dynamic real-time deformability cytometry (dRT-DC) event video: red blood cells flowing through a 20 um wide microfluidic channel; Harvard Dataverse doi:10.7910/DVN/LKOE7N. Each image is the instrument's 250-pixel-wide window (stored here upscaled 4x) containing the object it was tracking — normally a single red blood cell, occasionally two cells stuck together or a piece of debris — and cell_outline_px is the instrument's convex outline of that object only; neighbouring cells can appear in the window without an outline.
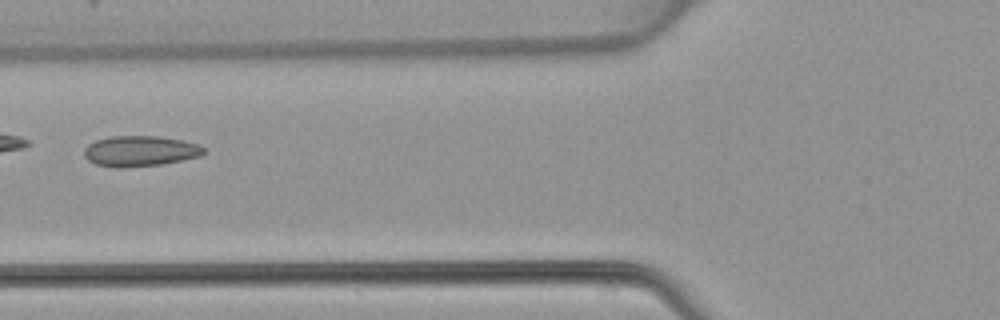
{"species": "common noctule bat (a hibernating species)", "species_latin": "Nyctalus noctula", "temperature_condition": "warm", "stored_images_in_passage": 8, "camera_frame_rate_fps": 3000, "um_per_image_px": 0.085, "animal": {"sex": "female", "body_mass_g": 22.7, "forearm_length_mm": 54.2}, "frame": {"image": 1, "passage_image": 4, "time_ms": 1.0, "image_size_px": [1000, 320], "cell_outline_px": [[208, 152], [200, 156], [160, 164], [120, 168], [112, 168], [96, 164], [88, 160], [84, 156], [84, 148], [88, 144], [96, 140], [112, 136], [160, 136], [184, 140], [200, 144]], "centroid_in_image_um": [11.92, 12.83], "position_along_channel_um": 113.9, "area_um2": 21.5}}